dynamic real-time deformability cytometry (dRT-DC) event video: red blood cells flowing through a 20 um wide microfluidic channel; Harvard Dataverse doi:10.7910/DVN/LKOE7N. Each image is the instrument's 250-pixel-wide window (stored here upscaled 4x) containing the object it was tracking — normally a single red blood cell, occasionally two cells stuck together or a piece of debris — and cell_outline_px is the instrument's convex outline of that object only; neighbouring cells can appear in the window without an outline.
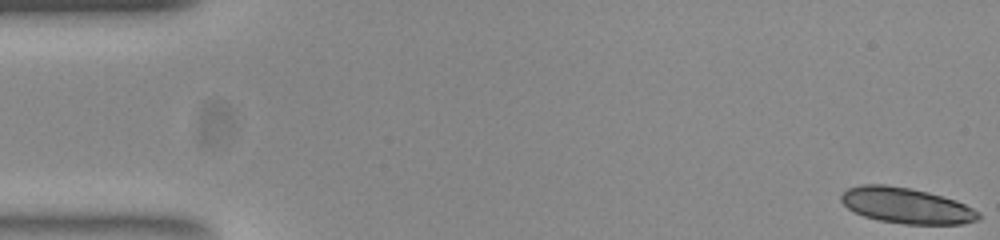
{"species": "common noctule bat (a hibernating species)", "species_latin": "Nyctalus noctula", "temperature_condition": "room temperature", "stored_images_in_passage": 49, "camera_frame_rate_fps": 3000, "um_per_image_px": 0.085, "animal": {"sex": "female", "body_mass_g": 23.0, "forearm_length_mm": 53.4}, "frame": {"image": 1, "passage_image": 1, "time_ms": 0.0, "image_size_px": [1000, 240], "cell_outline_px": [[980, 220], [960, 224], [904, 224], [880, 220], [864, 216], [848, 208], [840, 200], [840, 196], [848, 188], [860, 184], [884, 184], [908, 188], [928, 192], [956, 200], [980, 212]], "centroid_in_image_um": [77.05, 17.47], "position_along_channel_um": 8.0, "area_um2": 28.5}}
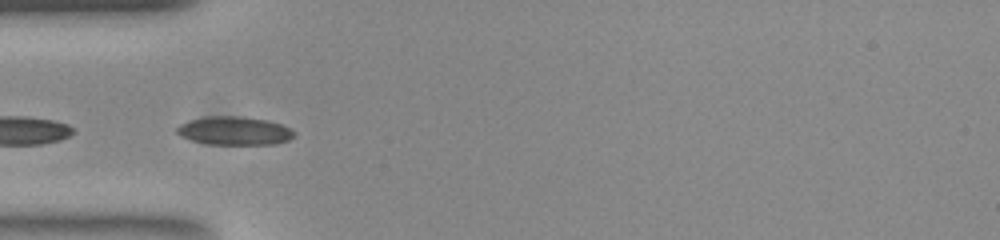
{"frame": {"image": 2, "passage_image": 17, "time_ms": 5.333, "image_size_px": [1000, 240], "cell_outline_px": [[296, 136], [288, 140], [276, 144], [208, 144], [192, 140], [180, 136], [176, 132], [176, 128], [180, 124], [188, 120], [204, 116], [240, 116], [268, 120], [280, 124], [296, 132]], "centroid_in_image_um": [19.91, 11.11], "position_along_channel_um": 65.1, "area_um2": 19.54}}
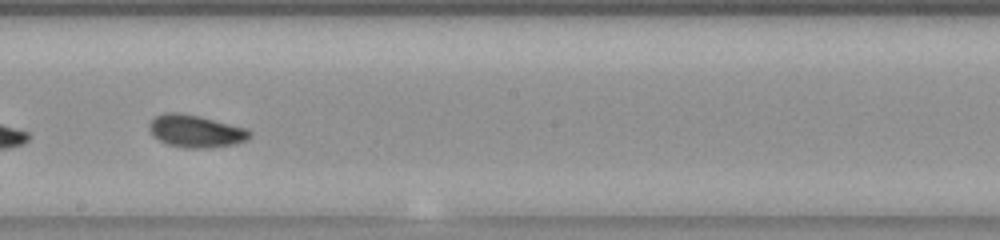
{"frame": {"image": 3, "passage_image": 30, "time_ms": 9.667, "image_size_px": [1000, 240], "cell_outline_px": [[252, 136], [248, 140], [236, 144], [208, 148], [184, 148], [168, 144], [152, 136], [148, 128], [148, 124], [156, 116], [164, 112], [180, 112], [200, 116], [248, 128], [252, 132]], "centroid_in_image_um": [16.66, 11.14], "position_along_channel_um": 231.5, "area_um2": 19.36}, "authors_computed_cell_mechanics": {"area_um2": 18.7272, "velocity_mm_per_s": 3.8447, "shape_relaxation_time_tau1_ms": 3.7935, "shape_relaxation_time_tau2_ms": 3.8197, "deformation_change_tau1": 0.1034, "deformation_change_tau2": 0.0785}}